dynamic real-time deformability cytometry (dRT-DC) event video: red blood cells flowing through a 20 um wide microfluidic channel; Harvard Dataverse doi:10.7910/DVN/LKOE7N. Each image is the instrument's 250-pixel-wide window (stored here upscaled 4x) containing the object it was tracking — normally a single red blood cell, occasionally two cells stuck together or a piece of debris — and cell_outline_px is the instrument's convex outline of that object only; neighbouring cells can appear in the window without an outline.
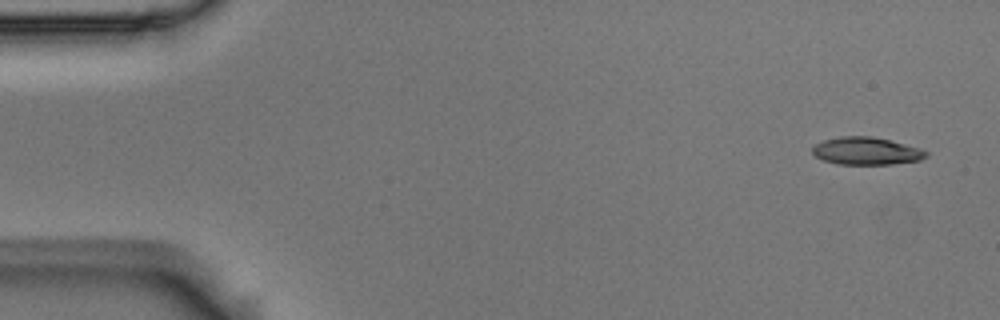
{"species": "Egyptian fruit bat (a non-hibernating species)", "species_latin": "Rousettus aegyptiacus", "temperature_condition": "room temperature", "stored_images_in_passage": 7, "camera_frame_rate_fps": 3000, "um_per_image_px": 0.085, "animal": {"sex": "male"}, "frame": {"image": 1, "passage_image": 1, "time_ms": 0.0, "image_size_px": [1000, 320], "cell_outline_px": [[928, 156], [920, 160], [892, 164], [836, 164], [824, 160], [816, 156], [812, 152], [812, 148], [816, 144], [824, 140], [840, 136], [872, 136], [904, 144], [928, 152]], "centroid_in_image_um": [73.61, 12.84], "position_along_channel_um": 11.4, "area_um2": 18.03}}
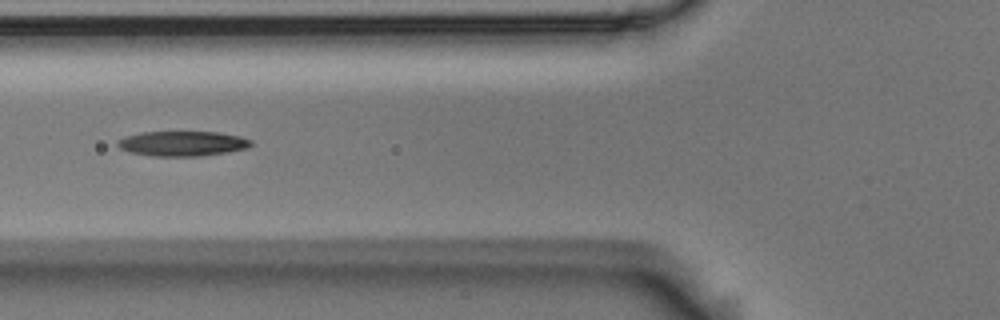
{"frame": {"image": 2, "passage_image": 6, "time_ms": 1.667, "image_size_px": [1000, 320], "cell_outline_px": [[252, 144], [248, 148], [200, 156], [152, 156], [128, 152], [120, 148], [116, 144], [120, 140], [128, 136], [144, 132], [216, 132], [240, 136], [252, 140]], "centroid_in_image_um": [15.52, 12.21], "position_along_channel_um": 110.3, "area_um2": 19.19}}
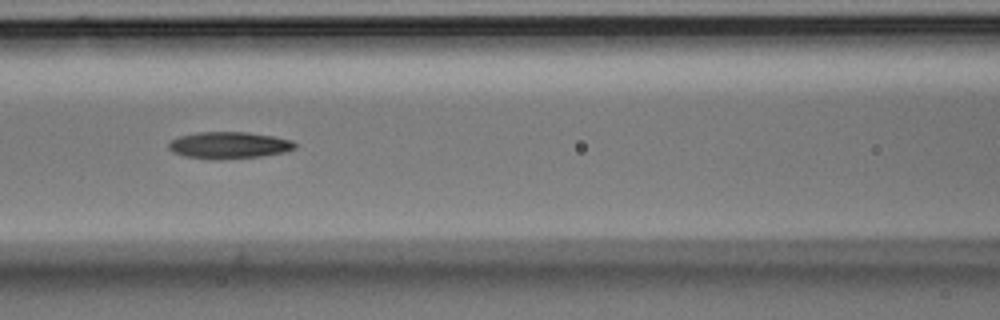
{"frame": {"image": 3, "passage_image": 7, "time_ms": 2.0, "image_size_px": [1000, 320], "cell_outline_px": [[296, 148], [284, 152], [260, 156], [220, 160], [212, 160], [184, 156], [172, 152], [168, 148], [168, 144], [172, 140], [180, 136], [196, 132], [248, 132], [272, 136], [292, 140], [296, 144]], "centroid_in_image_um": [19.44, 12.35], "position_along_channel_um": 147.2, "area_um2": 19.83}}